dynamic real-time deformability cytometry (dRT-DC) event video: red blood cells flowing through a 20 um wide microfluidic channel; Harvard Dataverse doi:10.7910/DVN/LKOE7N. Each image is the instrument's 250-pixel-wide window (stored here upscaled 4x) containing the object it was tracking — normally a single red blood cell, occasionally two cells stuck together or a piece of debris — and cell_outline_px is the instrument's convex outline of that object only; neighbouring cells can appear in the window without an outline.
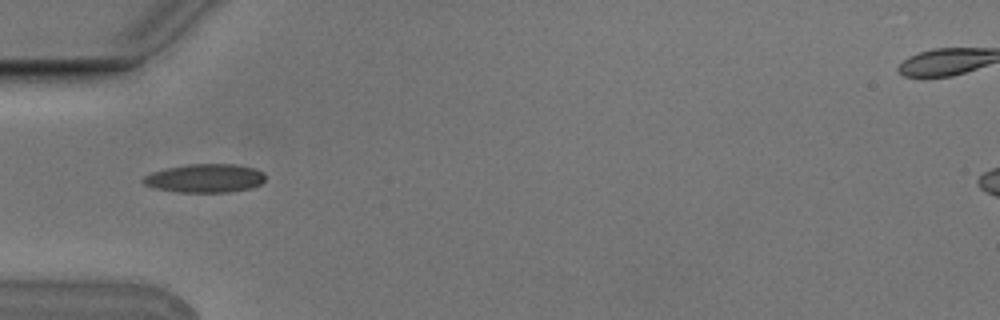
{"species": "Egyptian fruit bat (a non-hibernating species)", "species_latin": "Rousettus aegyptiacus", "temperature_condition": "cold", "stored_images_in_passage": 5, "camera_frame_rate_fps": 3000, "um_per_image_px": 0.085, "animal": {"sex": "male"}, "frame": {"image": 1, "passage_image": 5, "time_ms": 1.333, "image_size_px": [1000, 320], "cell_outline_px": [[264, 180], [260, 184], [252, 188], [228, 192], [176, 192], [156, 188], [144, 184], [140, 180], [144, 176], [152, 172], [168, 168], [188, 164], [236, 164], [252, 168], [264, 172]], "centroid_in_image_um": [17.42, 15.15], "position_along_channel_um": 67.6, "area_um2": 20.29}}